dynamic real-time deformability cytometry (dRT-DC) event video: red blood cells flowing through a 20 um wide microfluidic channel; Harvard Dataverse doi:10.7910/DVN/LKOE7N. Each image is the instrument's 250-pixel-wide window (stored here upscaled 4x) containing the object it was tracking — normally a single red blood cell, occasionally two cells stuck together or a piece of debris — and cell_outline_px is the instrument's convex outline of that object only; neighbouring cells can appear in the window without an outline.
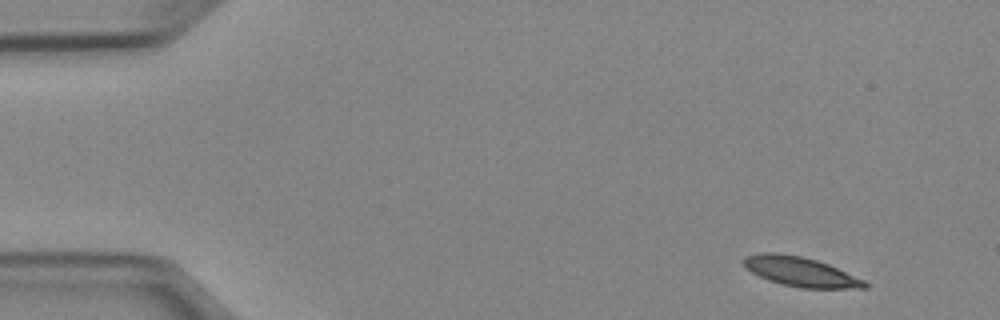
{"species": "Egyptian fruit bat (a non-hibernating species)", "species_latin": "Rousettus aegyptiacus", "temperature_condition": "cold", "stored_images_in_passage": 4, "camera_frame_rate_fps": 3000, "um_per_image_px": 0.085, "animal": {"sex": "female"}, "frame": {"image": 1, "passage_image": 1, "time_ms": 0.0, "image_size_px": [1000, 320], "cell_outline_px": [[868, 288], [800, 288], [780, 284], [768, 280], [744, 268], [744, 256], [760, 252], [776, 252], [800, 256], [816, 260], [828, 264], [864, 280], [868, 284]], "centroid_in_image_um": [68.01, 23.09], "position_along_channel_um": 17.0, "area_um2": 20.81}}
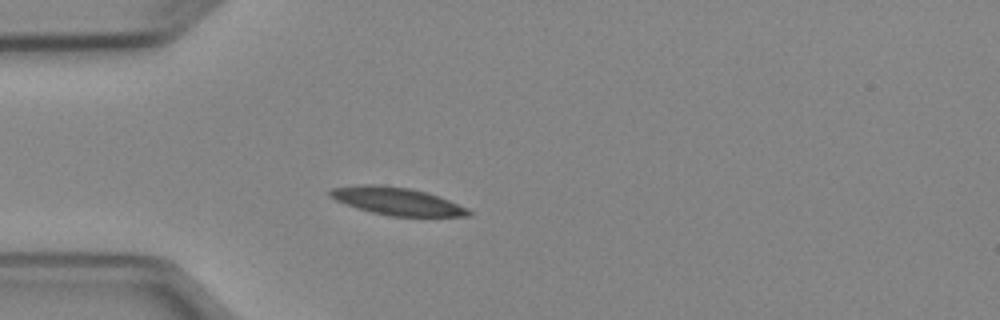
{"frame": {"image": 2, "passage_image": 4, "time_ms": 3.333, "image_size_px": [1000, 320], "cell_outline_px": [[472, 216], [388, 216], [356, 208], [336, 200], [328, 196], [328, 192], [332, 188], [356, 184], [376, 184], [408, 188], [424, 192], [448, 200], [468, 208], [472, 212]], "centroid_in_image_um": [33.69, 17.1], "position_along_channel_um": 51.3, "area_um2": 22.2}}